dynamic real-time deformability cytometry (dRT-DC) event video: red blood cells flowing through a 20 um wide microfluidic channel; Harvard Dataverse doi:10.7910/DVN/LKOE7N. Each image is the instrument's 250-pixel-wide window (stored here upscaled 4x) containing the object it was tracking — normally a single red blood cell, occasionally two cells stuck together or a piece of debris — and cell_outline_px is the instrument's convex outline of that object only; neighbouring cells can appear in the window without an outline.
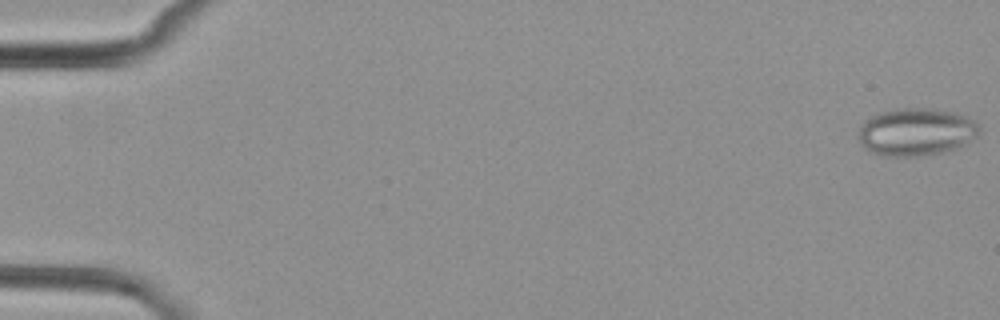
{"species": "common noctule bat (a hibernating species)", "species_latin": "Nyctalus noctula", "temperature_condition": "cold", "stored_images_in_passage": 6, "camera_frame_rate_fps": 3000, "um_per_image_px": 0.085, "animal": {"sex": "female", "body_mass_g": 29.2, "forearm_length_mm": 56.3}, "frame": {"image": 1, "passage_image": 1, "time_ms": 0.0, "image_size_px": [1000, 320], "cell_outline_px": [[980, 136], [968, 144], [944, 152], [916, 156], [888, 156], [872, 152], [860, 144], [856, 136], [860, 124], [872, 116], [880, 112], [896, 108], [932, 108], [956, 112], [980, 124]], "centroid_in_image_um": [77.9, 11.21], "position_along_channel_um": 7.1, "area_um2": 34.1}}